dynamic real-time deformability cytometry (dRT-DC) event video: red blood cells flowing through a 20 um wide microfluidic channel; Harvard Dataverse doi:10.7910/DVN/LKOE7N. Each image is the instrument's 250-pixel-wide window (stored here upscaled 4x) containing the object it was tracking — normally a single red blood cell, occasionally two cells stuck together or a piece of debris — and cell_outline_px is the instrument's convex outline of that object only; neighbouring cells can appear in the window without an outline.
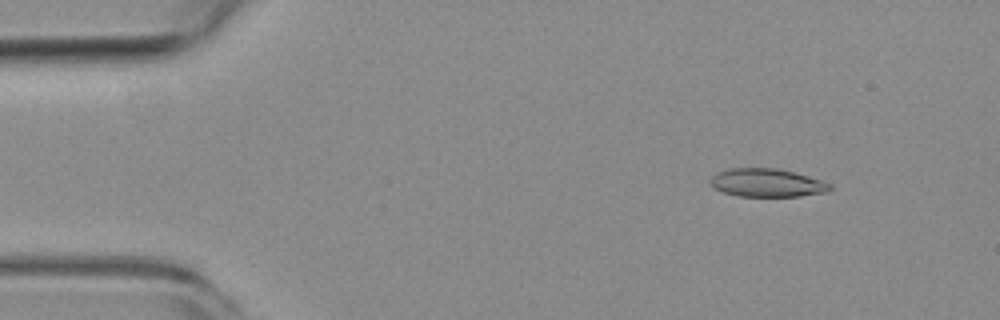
{"species": "common noctule bat (a hibernating species)", "species_latin": "Nyctalus noctula", "temperature_condition": "room temperature", "stored_images_in_passage": 9, "camera_frame_rate_fps": 3000, "um_per_image_px": 0.085, "animal": {"sex": "female", "body_mass_g": 19.3, "forearm_length_mm": 54.1}, "frame": {"image": 1, "passage_image": 1, "time_ms": 0.0, "image_size_px": [1000, 320], "cell_outline_px": [[832, 188], [828, 192], [800, 196], [736, 196], [724, 192], [716, 188], [708, 180], [716, 172], [728, 168], [776, 168], [808, 176], [832, 184]], "centroid_in_image_um": [65.19, 15.53], "position_along_channel_um": 19.8, "area_um2": 19.65}}
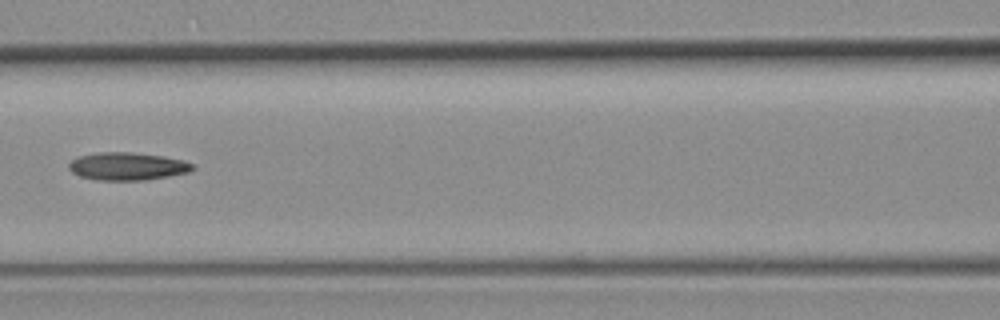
{"frame": {"image": 2, "passage_image": 6, "time_ms": 6.0, "image_size_px": [1000, 320], "cell_outline_px": [[196, 168], [192, 172], [144, 180], [96, 180], [80, 176], [72, 172], [68, 168], [68, 164], [72, 160], [80, 156], [100, 152], [132, 152], [164, 156], [184, 160], [192, 164]], "centroid_in_image_um": [10.86, 14.13], "position_along_channel_um": 155.7, "area_um2": 20.11}}
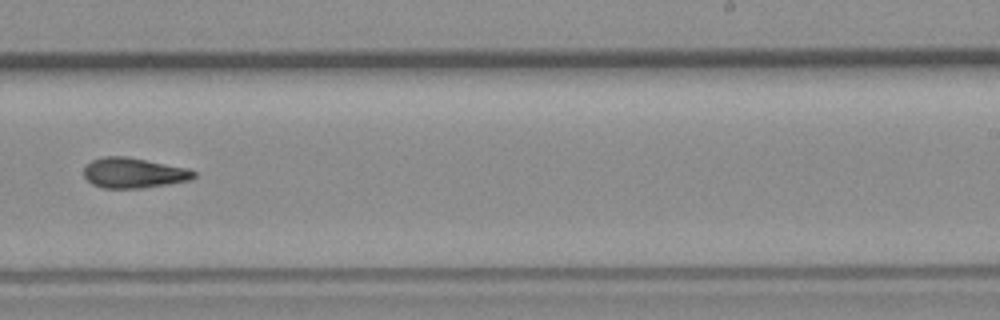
{"frame": {"image": 3, "passage_image": 9, "time_ms": 9.333, "image_size_px": [1000, 320], "cell_outline_px": [[196, 176], [188, 180], [168, 184], [140, 188], [104, 188], [92, 184], [84, 176], [84, 168], [92, 160], [104, 156], [128, 156], [188, 168], [196, 172]], "centroid_in_image_um": [11.36, 14.69], "position_along_channel_um": 277.6, "area_um2": 19.36}}